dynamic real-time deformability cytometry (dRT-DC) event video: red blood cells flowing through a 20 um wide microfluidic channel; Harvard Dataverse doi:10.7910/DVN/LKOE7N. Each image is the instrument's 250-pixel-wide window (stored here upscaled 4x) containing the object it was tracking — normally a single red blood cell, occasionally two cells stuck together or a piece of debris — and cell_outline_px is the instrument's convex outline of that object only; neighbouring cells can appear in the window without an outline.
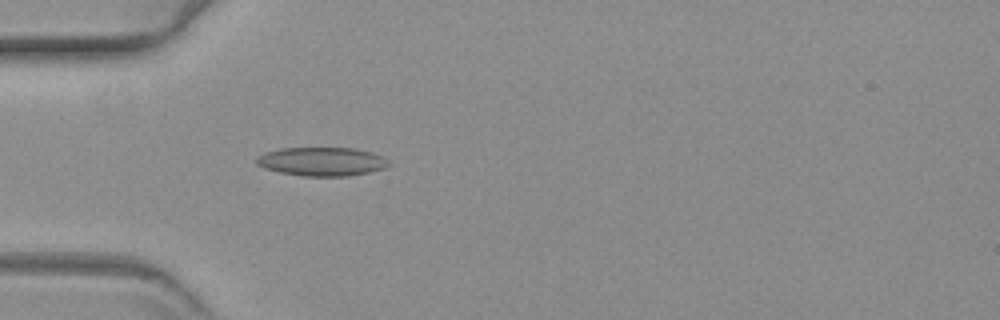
{"species": "common noctule bat (a hibernating species)", "species_latin": "Nyctalus noctula", "temperature_condition": "warm", "stored_images_in_passage": 47, "camera_frame_rate_fps": 3000, "um_per_image_px": 0.085, "animal": {"sex": "female", "body_mass_g": 19.3, "forearm_length_mm": 54.1}, "frame": {"image": 1, "passage_image": 7, "time_ms": 2.0, "image_size_px": [1000, 320], "cell_outline_px": [[392, 164], [384, 168], [368, 172], [348, 176], [304, 176], [280, 172], [264, 168], [256, 164], [256, 156], [264, 152], [280, 148], [356, 148], [372, 152], [388, 160]], "centroid_in_image_um": [27.34, 13.72], "position_along_channel_um": 57.7, "area_um2": 22.2}}
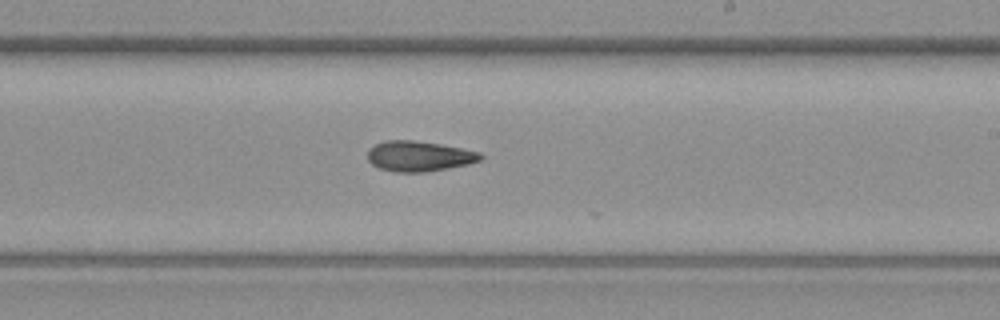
{"frame": {"image": 2, "passage_image": 24, "time_ms": 7.667, "image_size_px": [1000, 320], "cell_outline_px": [[484, 156], [480, 160], [468, 164], [448, 168], [424, 172], [396, 172], [380, 168], [372, 164], [368, 160], [368, 148], [384, 140], [412, 140], [440, 144], [480, 152]], "centroid_in_image_um": [35.6, 13.27], "position_along_channel_um": 253.4, "area_um2": 19.88}}
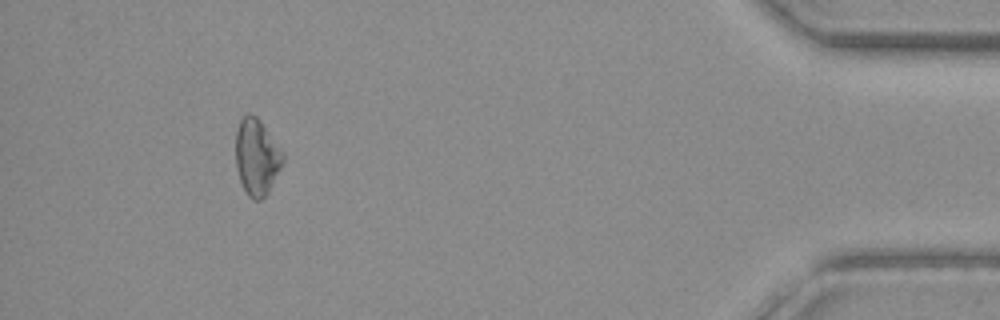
{"frame": {"image": 3, "passage_image": 43, "time_ms": 14.0, "image_size_px": [1000, 320], "cell_outline_px": [[284, 160], [268, 192], [260, 200], [252, 200], [248, 196], [240, 180], [236, 168], [236, 132], [240, 120], [248, 112], [256, 116], [260, 120], [284, 152]], "centroid_in_image_um": [21.82, 13.33], "position_along_channel_um": 413.4, "area_um2": 20.92}}